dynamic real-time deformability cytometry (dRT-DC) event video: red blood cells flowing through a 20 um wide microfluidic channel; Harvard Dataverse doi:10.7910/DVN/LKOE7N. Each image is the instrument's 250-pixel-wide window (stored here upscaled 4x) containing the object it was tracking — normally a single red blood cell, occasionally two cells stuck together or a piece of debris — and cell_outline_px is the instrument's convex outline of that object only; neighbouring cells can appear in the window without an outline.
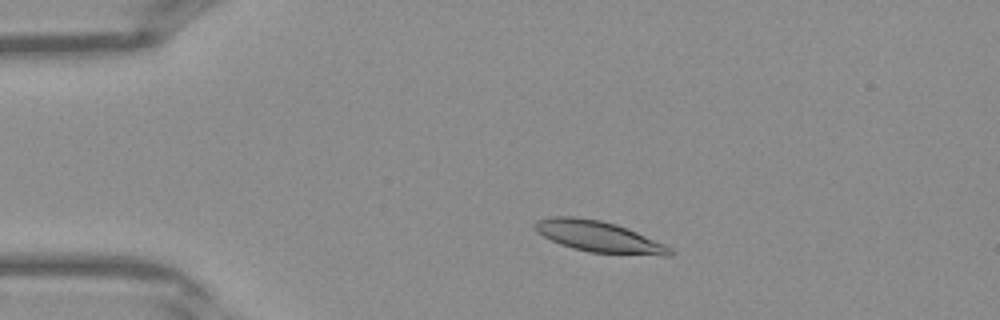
{"species": "Egyptian fruit bat (a non-hibernating species)", "species_latin": "Rousettus aegyptiacus", "temperature_condition": "warm", "stored_images_in_passage": 39, "camera_frame_rate_fps": 3000, "um_per_image_px": 0.085, "frame": {"image": 1, "passage_image": 7, "time_ms": 2.0, "image_size_px": [1000, 320], "cell_outline_px": [[676, 252], [672, 256], [664, 256], [588, 252], [572, 248], [560, 244], [536, 232], [532, 224], [536, 220], [552, 216], [576, 216], [600, 220], [616, 224], [636, 232], [664, 244], [672, 248]], "centroid_in_image_um": [50.89, 20.11], "position_along_channel_um": 34.1, "area_um2": 24.62}}
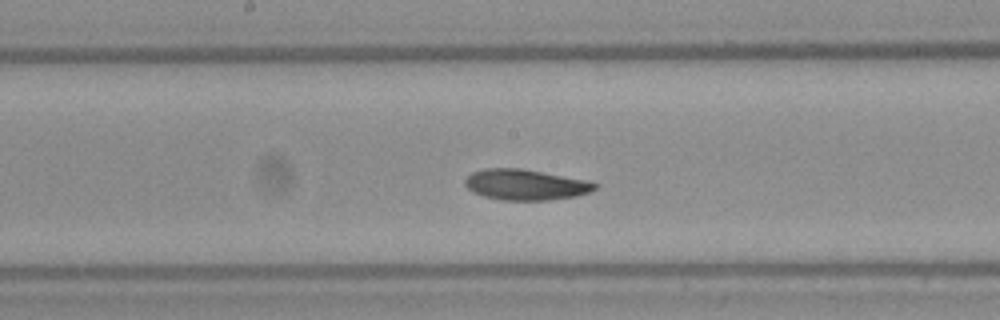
{"frame": {"image": 2, "passage_image": 20, "time_ms": 6.333, "image_size_px": [1000, 320], "cell_outline_px": [[600, 184], [596, 188], [588, 192], [576, 196], [548, 200], [500, 200], [484, 196], [472, 192], [464, 184], [464, 180], [472, 172], [484, 168], [520, 168], [588, 180]], "centroid_in_image_um": [44.66, 15.69], "position_along_channel_um": 203.5, "area_um2": 23.29}}
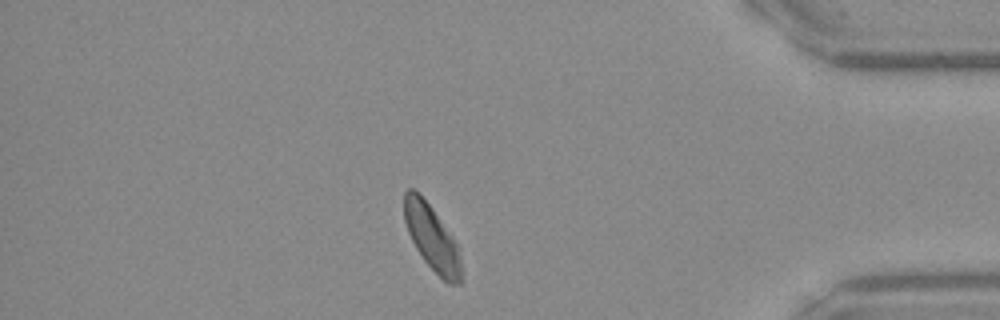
{"frame": {"image": 3, "passage_image": 34, "time_ms": 11.0, "image_size_px": [1000, 320], "cell_outline_px": [[464, 280], [460, 284], [448, 284], [424, 260], [416, 248], [408, 232], [404, 220], [404, 192], [408, 188], [412, 188], [432, 208], [452, 236], [456, 244], [460, 256]], "centroid_in_image_um": [36.73, 20.26], "position_along_channel_um": 398.5, "area_um2": 21.5}}